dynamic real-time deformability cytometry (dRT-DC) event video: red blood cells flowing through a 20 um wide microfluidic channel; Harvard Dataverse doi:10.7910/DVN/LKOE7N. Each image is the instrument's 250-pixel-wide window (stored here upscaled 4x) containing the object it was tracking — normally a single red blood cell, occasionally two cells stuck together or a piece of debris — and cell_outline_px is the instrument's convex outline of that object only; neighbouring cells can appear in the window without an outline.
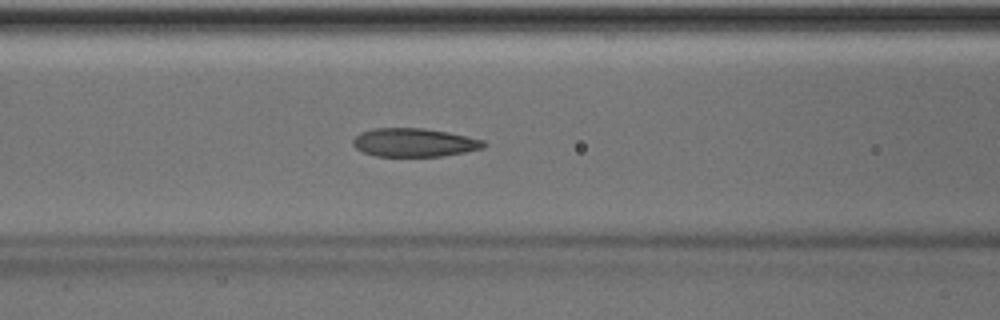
{"species": "Egyptian fruit bat (a non-hibernating species)", "species_latin": "Rousettus aegyptiacus", "temperature_condition": "room temperature", "stored_images_in_passage": 50, "camera_frame_rate_fps": 3000, "um_per_image_px": 0.085, "animal": {"sex": "male"}, "frame": {"image": 1, "passage_image": 20, "time_ms": 6.333, "image_size_px": [1000, 320], "cell_outline_px": [[488, 144], [484, 148], [464, 152], [440, 156], [376, 156], [364, 152], [356, 148], [352, 144], [352, 140], [360, 132], [376, 128], [424, 128], [448, 132], [468, 136], [484, 140]], "centroid_in_image_um": [35.23, 12.11], "position_along_channel_um": 131.4, "area_um2": 21.73}}
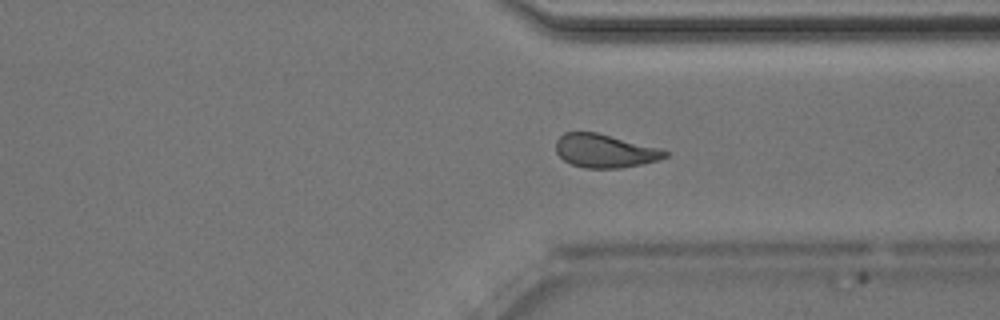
{"frame": {"image": 2, "passage_image": 37, "time_ms": 12.0, "image_size_px": [1000, 320], "cell_outline_px": [[668, 156], [656, 160], [640, 164], [620, 168], [584, 168], [572, 164], [564, 160], [556, 152], [556, 140], [564, 132], [596, 132], [660, 148], [668, 152]], "centroid_in_image_um": [51.38, 12.82], "position_along_channel_um": 360.0, "area_um2": 21.1}}
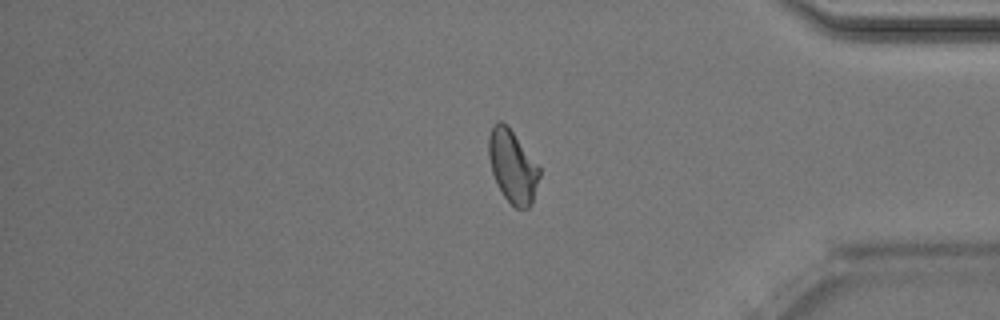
{"frame": {"image": 3, "passage_image": 41, "time_ms": 13.333, "image_size_px": [1000, 320], "cell_outline_px": [[540, 176], [532, 200], [528, 208], [516, 208], [504, 196], [496, 184], [492, 172], [488, 156], [488, 136], [492, 124], [496, 120], [500, 120], [508, 124], [540, 168]], "centroid_in_image_um": [43.53, 14.07], "position_along_channel_um": 391.7, "area_um2": 21.62}, "authors_computed_cell_mechanics": {"area_um2": 21.9062, "velocity_mm_per_s": 4.0369, "shape_relaxation_time_tau1_ms": 5.7178, "shape_relaxation_time_tau2_ms": 1.6936, "deformation_change_tau1": 0.1526, "deformation_change_tau2": 0.0711}}